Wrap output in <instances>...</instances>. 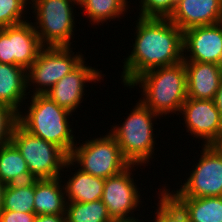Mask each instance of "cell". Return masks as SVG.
<instances>
[{
    "instance_id": "cell-1",
    "label": "cell",
    "mask_w": 222,
    "mask_h": 222,
    "mask_svg": "<svg viewBox=\"0 0 222 222\" xmlns=\"http://www.w3.org/2000/svg\"><path fill=\"white\" fill-rule=\"evenodd\" d=\"M133 50L121 74L124 87L144 72L183 61V31L169 18L137 17Z\"/></svg>"
},
{
    "instance_id": "cell-2",
    "label": "cell",
    "mask_w": 222,
    "mask_h": 222,
    "mask_svg": "<svg viewBox=\"0 0 222 222\" xmlns=\"http://www.w3.org/2000/svg\"><path fill=\"white\" fill-rule=\"evenodd\" d=\"M143 92L139 101L160 117L179 115L187 99V72L184 61L148 70L135 78L128 86H138ZM179 112V113H178Z\"/></svg>"
},
{
    "instance_id": "cell-3",
    "label": "cell",
    "mask_w": 222,
    "mask_h": 222,
    "mask_svg": "<svg viewBox=\"0 0 222 222\" xmlns=\"http://www.w3.org/2000/svg\"><path fill=\"white\" fill-rule=\"evenodd\" d=\"M30 97L31 102L26 113L23 115L20 111L18 114V124L31 135L60 147L69 156L74 146H77L68 119L72 113L45 94Z\"/></svg>"
},
{
    "instance_id": "cell-4",
    "label": "cell",
    "mask_w": 222,
    "mask_h": 222,
    "mask_svg": "<svg viewBox=\"0 0 222 222\" xmlns=\"http://www.w3.org/2000/svg\"><path fill=\"white\" fill-rule=\"evenodd\" d=\"M136 104L125 121L120 126L111 127L109 133L115 138L122 155L131 165L144 166L153 158L157 143L154 141L152 122L157 116L160 119V116L140 101Z\"/></svg>"
},
{
    "instance_id": "cell-5",
    "label": "cell",
    "mask_w": 222,
    "mask_h": 222,
    "mask_svg": "<svg viewBox=\"0 0 222 222\" xmlns=\"http://www.w3.org/2000/svg\"><path fill=\"white\" fill-rule=\"evenodd\" d=\"M74 164L81 171L103 179L118 175L131 165L110 133L74 146L65 167L68 169Z\"/></svg>"
},
{
    "instance_id": "cell-6",
    "label": "cell",
    "mask_w": 222,
    "mask_h": 222,
    "mask_svg": "<svg viewBox=\"0 0 222 222\" xmlns=\"http://www.w3.org/2000/svg\"><path fill=\"white\" fill-rule=\"evenodd\" d=\"M35 13V31L43 46H70L75 17L72 9L78 0H30ZM36 23V25H35Z\"/></svg>"
},
{
    "instance_id": "cell-7",
    "label": "cell",
    "mask_w": 222,
    "mask_h": 222,
    "mask_svg": "<svg viewBox=\"0 0 222 222\" xmlns=\"http://www.w3.org/2000/svg\"><path fill=\"white\" fill-rule=\"evenodd\" d=\"M11 142L19 150L34 179L61 177L69 156L58 146L31 135L19 124L12 132Z\"/></svg>"
},
{
    "instance_id": "cell-8",
    "label": "cell",
    "mask_w": 222,
    "mask_h": 222,
    "mask_svg": "<svg viewBox=\"0 0 222 222\" xmlns=\"http://www.w3.org/2000/svg\"><path fill=\"white\" fill-rule=\"evenodd\" d=\"M71 49L70 46H44L40 50L37 59L26 71L27 89L32 83L37 85L33 95L45 94L84 60L82 53L74 55Z\"/></svg>"
},
{
    "instance_id": "cell-9",
    "label": "cell",
    "mask_w": 222,
    "mask_h": 222,
    "mask_svg": "<svg viewBox=\"0 0 222 222\" xmlns=\"http://www.w3.org/2000/svg\"><path fill=\"white\" fill-rule=\"evenodd\" d=\"M202 148V155L185 183L174 192L163 188L169 197L222 196V154L214 145H204Z\"/></svg>"
},
{
    "instance_id": "cell-10",
    "label": "cell",
    "mask_w": 222,
    "mask_h": 222,
    "mask_svg": "<svg viewBox=\"0 0 222 222\" xmlns=\"http://www.w3.org/2000/svg\"><path fill=\"white\" fill-rule=\"evenodd\" d=\"M43 47L32 22L0 29V63L21 66L27 71Z\"/></svg>"
},
{
    "instance_id": "cell-11",
    "label": "cell",
    "mask_w": 222,
    "mask_h": 222,
    "mask_svg": "<svg viewBox=\"0 0 222 222\" xmlns=\"http://www.w3.org/2000/svg\"><path fill=\"white\" fill-rule=\"evenodd\" d=\"M180 113L186 132L204 140L203 145H213L222 136V117L214 100L187 98Z\"/></svg>"
},
{
    "instance_id": "cell-12",
    "label": "cell",
    "mask_w": 222,
    "mask_h": 222,
    "mask_svg": "<svg viewBox=\"0 0 222 222\" xmlns=\"http://www.w3.org/2000/svg\"><path fill=\"white\" fill-rule=\"evenodd\" d=\"M133 167L136 165H130L120 174L105 179L101 200L107 207L111 219L133 218L131 214L137 210V206L142 205L140 191L132 178Z\"/></svg>"
},
{
    "instance_id": "cell-13",
    "label": "cell",
    "mask_w": 222,
    "mask_h": 222,
    "mask_svg": "<svg viewBox=\"0 0 222 222\" xmlns=\"http://www.w3.org/2000/svg\"><path fill=\"white\" fill-rule=\"evenodd\" d=\"M183 50L184 53L186 50L188 53L183 54L185 55L183 61L222 65V22L185 30L183 32Z\"/></svg>"
},
{
    "instance_id": "cell-14",
    "label": "cell",
    "mask_w": 222,
    "mask_h": 222,
    "mask_svg": "<svg viewBox=\"0 0 222 222\" xmlns=\"http://www.w3.org/2000/svg\"><path fill=\"white\" fill-rule=\"evenodd\" d=\"M85 63L83 60L45 93L52 101L71 113L75 112L82 103L86 83H96L103 77L101 71Z\"/></svg>"
},
{
    "instance_id": "cell-15",
    "label": "cell",
    "mask_w": 222,
    "mask_h": 222,
    "mask_svg": "<svg viewBox=\"0 0 222 222\" xmlns=\"http://www.w3.org/2000/svg\"><path fill=\"white\" fill-rule=\"evenodd\" d=\"M169 20L183 32L192 27L222 22V0H177Z\"/></svg>"
},
{
    "instance_id": "cell-16",
    "label": "cell",
    "mask_w": 222,
    "mask_h": 222,
    "mask_svg": "<svg viewBox=\"0 0 222 222\" xmlns=\"http://www.w3.org/2000/svg\"><path fill=\"white\" fill-rule=\"evenodd\" d=\"M187 98L214 100L222 79V65L184 61Z\"/></svg>"
},
{
    "instance_id": "cell-17",
    "label": "cell",
    "mask_w": 222,
    "mask_h": 222,
    "mask_svg": "<svg viewBox=\"0 0 222 222\" xmlns=\"http://www.w3.org/2000/svg\"><path fill=\"white\" fill-rule=\"evenodd\" d=\"M61 177L34 179V213L56 215L66 212V195Z\"/></svg>"
},
{
    "instance_id": "cell-18",
    "label": "cell",
    "mask_w": 222,
    "mask_h": 222,
    "mask_svg": "<svg viewBox=\"0 0 222 222\" xmlns=\"http://www.w3.org/2000/svg\"><path fill=\"white\" fill-rule=\"evenodd\" d=\"M26 91V70L21 66L0 63V104L10 106L19 114L21 103L27 99Z\"/></svg>"
},
{
    "instance_id": "cell-19",
    "label": "cell",
    "mask_w": 222,
    "mask_h": 222,
    "mask_svg": "<svg viewBox=\"0 0 222 222\" xmlns=\"http://www.w3.org/2000/svg\"><path fill=\"white\" fill-rule=\"evenodd\" d=\"M190 222H222V196L170 197Z\"/></svg>"
},
{
    "instance_id": "cell-20",
    "label": "cell",
    "mask_w": 222,
    "mask_h": 222,
    "mask_svg": "<svg viewBox=\"0 0 222 222\" xmlns=\"http://www.w3.org/2000/svg\"><path fill=\"white\" fill-rule=\"evenodd\" d=\"M77 171L68 178L65 185L67 202H92L102 198L105 179L86 172Z\"/></svg>"
},
{
    "instance_id": "cell-21",
    "label": "cell",
    "mask_w": 222,
    "mask_h": 222,
    "mask_svg": "<svg viewBox=\"0 0 222 222\" xmlns=\"http://www.w3.org/2000/svg\"><path fill=\"white\" fill-rule=\"evenodd\" d=\"M34 178L30 175L27 162L10 142L0 147V180L8 185L13 183L28 182Z\"/></svg>"
},
{
    "instance_id": "cell-22",
    "label": "cell",
    "mask_w": 222,
    "mask_h": 222,
    "mask_svg": "<svg viewBox=\"0 0 222 222\" xmlns=\"http://www.w3.org/2000/svg\"><path fill=\"white\" fill-rule=\"evenodd\" d=\"M128 3L127 0H78L79 8H83L93 25L124 16L130 8Z\"/></svg>"
},
{
    "instance_id": "cell-23",
    "label": "cell",
    "mask_w": 222,
    "mask_h": 222,
    "mask_svg": "<svg viewBox=\"0 0 222 222\" xmlns=\"http://www.w3.org/2000/svg\"><path fill=\"white\" fill-rule=\"evenodd\" d=\"M3 210L34 213V179L8 184L4 191Z\"/></svg>"
},
{
    "instance_id": "cell-24",
    "label": "cell",
    "mask_w": 222,
    "mask_h": 222,
    "mask_svg": "<svg viewBox=\"0 0 222 222\" xmlns=\"http://www.w3.org/2000/svg\"><path fill=\"white\" fill-rule=\"evenodd\" d=\"M66 222H109L107 207L102 200L92 202H67Z\"/></svg>"
},
{
    "instance_id": "cell-25",
    "label": "cell",
    "mask_w": 222,
    "mask_h": 222,
    "mask_svg": "<svg viewBox=\"0 0 222 222\" xmlns=\"http://www.w3.org/2000/svg\"><path fill=\"white\" fill-rule=\"evenodd\" d=\"M28 3L30 0H0V29L27 22L23 15Z\"/></svg>"
},
{
    "instance_id": "cell-26",
    "label": "cell",
    "mask_w": 222,
    "mask_h": 222,
    "mask_svg": "<svg viewBox=\"0 0 222 222\" xmlns=\"http://www.w3.org/2000/svg\"><path fill=\"white\" fill-rule=\"evenodd\" d=\"M159 192L160 200L154 222H190L182 209L163 190Z\"/></svg>"
},
{
    "instance_id": "cell-27",
    "label": "cell",
    "mask_w": 222,
    "mask_h": 222,
    "mask_svg": "<svg viewBox=\"0 0 222 222\" xmlns=\"http://www.w3.org/2000/svg\"><path fill=\"white\" fill-rule=\"evenodd\" d=\"M139 16L142 18H170L177 0H140Z\"/></svg>"
},
{
    "instance_id": "cell-28",
    "label": "cell",
    "mask_w": 222,
    "mask_h": 222,
    "mask_svg": "<svg viewBox=\"0 0 222 222\" xmlns=\"http://www.w3.org/2000/svg\"><path fill=\"white\" fill-rule=\"evenodd\" d=\"M17 124L18 113L10 106L0 104V147L11 142Z\"/></svg>"
},
{
    "instance_id": "cell-29",
    "label": "cell",
    "mask_w": 222,
    "mask_h": 222,
    "mask_svg": "<svg viewBox=\"0 0 222 222\" xmlns=\"http://www.w3.org/2000/svg\"><path fill=\"white\" fill-rule=\"evenodd\" d=\"M35 217V213L2 210L0 213V222H34Z\"/></svg>"
},
{
    "instance_id": "cell-30",
    "label": "cell",
    "mask_w": 222,
    "mask_h": 222,
    "mask_svg": "<svg viewBox=\"0 0 222 222\" xmlns=\"http://www.w3.org/2000/svg\"><path fill=\"white\" fill-rule=\"evenodd\" d=\"M34 222H66L65 214L36 215Z\"/></svg>"
},
{
    "instance_id": "cell-31",
    "label": "cell",
    "mask_w": 222,
    "mask_h": 222,
    "mask_svg": "<svg viewBox=\"0 0 222 222\" xmlns=\"http://www.w3.org/2000/svg\"><path fill=\"white\" fill-rule=\"evenodd\" d=\"M214 101H215L216 107L219 110L220 115L222 117V79H221L220 86H219V89L216 93Z\"/></svg>"
},
{
    "instance_id": "cell-32",
    "label": "cell",
    "mask_w": 222,
    "mask_h": 222,
    "mask_svg": "<svg viewBox=\"0 0 222 222\" xmlns=\"http://www.w3.org/2000/svg\"><path fill=\"white\" fill-rule=\"evenodd\" d=\"M6 184H4L1 180H0V213L3 210V199H4V191L6 188Z\"/></svg>"
},
{
    "instance_id": "cell-33",
    "label": "cell",
    "mask_w": 222,
    "mask_h": 222,
    "mask_svg": "<svg viewBox=\"0 0 222 222\" xmlns=\"http://www.w3.org/2000/svg\"><path fill=\"white\" fill-rule=\"evenodd\" d=\"M109 222H140V219H137L135 217H133V218H126V219H112Z\"/></svg>"
},
{
    "instance_id": "cell-34",
    "label": "cell",
    "mask_w": 222,
    "mask_h": 222,
    "mask_svg": "<svg viewBox=\"0 0 222 222\" xmlns=\"http://www.w3.org/2000/svg\"><path fill=\"white\" fill-rule=\"evenodd\" d=\"M213 145L222 154V136Z\"/></svg>"
}]
</instances>
